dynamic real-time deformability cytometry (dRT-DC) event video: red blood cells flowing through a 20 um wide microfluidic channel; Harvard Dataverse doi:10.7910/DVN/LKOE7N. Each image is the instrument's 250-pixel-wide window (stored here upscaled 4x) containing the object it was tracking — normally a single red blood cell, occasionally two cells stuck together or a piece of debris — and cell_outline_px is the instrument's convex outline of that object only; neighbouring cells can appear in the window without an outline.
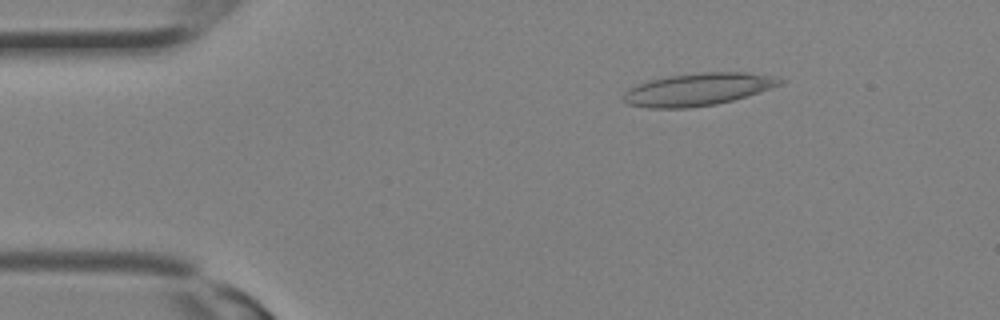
{"species": "Egyptian fruit bat (a non-hibernating species)", "species_latin": "Rousettus aegyptiacus", "temperature_condition": "room temperature", "stored_images_in_passage": 11, "camera_frame_rate_fps": 3000, "um_per_image_px": 0.085, "animal": {"sex": "female"}, "frame": {"image": 1, "passage_image": 5, "time_ms": 1.333, "image_size_px": [1000, 320], "cell_outline_px": [[784, 80], [780, 84], [760, 92], [732, 100], [716, 104], [688, 108], [648, 108], [628, 104], [624, 100], [624, 92], [648, 80], [668, 76], [700, 72], [748, 72], [768, 76]], "centroid_in_image_um": [59.3, 7.6], "position_along_channel_um": 25.7, "area_um2": 29.25}}
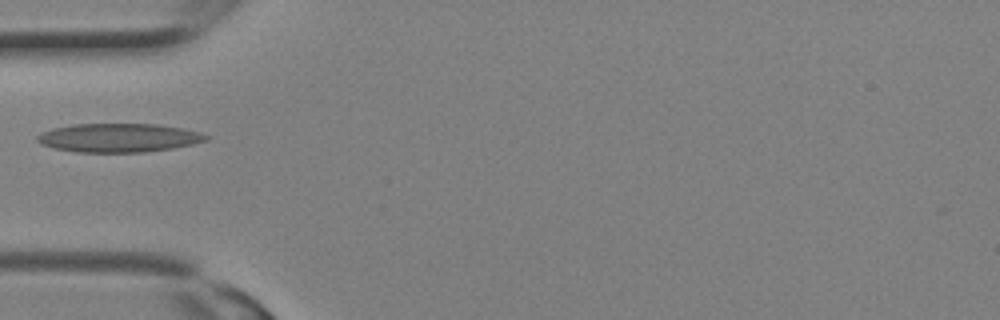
{"frame": {"image": 2, "passage_image": 10, "time_ms": 3.0, "image_size_px": [1000, 320], "cell_outline_px": [[208, 140], [192, 144], [172, 148], [144, 152], [76, 152], [52, 148], [40, 144], [36, 140], [36, 136], [52, 128], [72, 124], [156, 124], [180, 128], [200, 132], [208, 136]], "centroid_in_image_um": [10.05, 11.71], "position_along_channel_um": 75.0, "area_um2": 28.21}}